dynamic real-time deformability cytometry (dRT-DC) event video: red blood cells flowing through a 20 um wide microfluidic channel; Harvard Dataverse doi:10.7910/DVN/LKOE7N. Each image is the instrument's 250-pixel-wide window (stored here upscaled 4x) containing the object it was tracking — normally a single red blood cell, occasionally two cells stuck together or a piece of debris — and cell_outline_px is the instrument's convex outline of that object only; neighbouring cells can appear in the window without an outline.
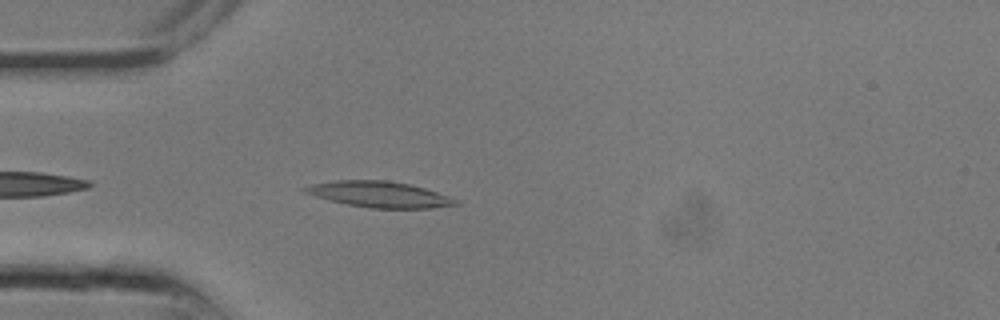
{"species": "common noctule bat (a hibernating species)", "species_latin": "Nyctalus noctula", "temperature_condition": "room temperature", "stored_images_in_passage": 9, "camera_frame_rate_fps": 3000, "um_per_image_px": 0.085, "animal": {"sex": "male", "body_mass_g": 13.3}, "frame": {"image": 1, "passage_image": 7, "time_ms": 2.0, "image_size_px": [1000, 320], "cell_outline_px": [[460, 204], [432, 208], [368, 208], [348, 204], [316, 196], [304, 192], [300, 188], [312, 184], [336, 180], [388, 180], [408, 184], [424, 188], [460, 200]], "centroid_in_image_um": [32.27, 16.52], "position_along_channel_um": 52.7, "area_um2": 22.6}}
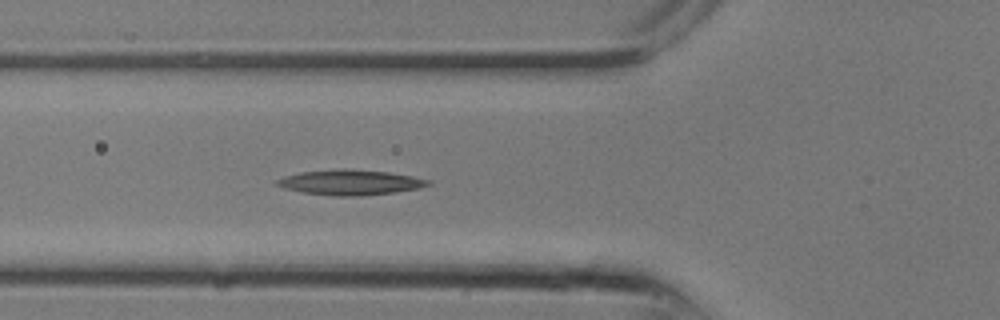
{"frame": {"image": 2, "passage_image": 9, "time_ms": 2.667, "image_size_px": [1000, 320], "cell_outline_px": [[432, 184], [420, 188], [396, 192], [360, 196], [332, 196], [304, 192], [284, 188], [276, 184], [276, 180], [284, 176], [300, 172], [340, 168], [352, 168], [388, 172], [412, 176], [432, 180]], "centroid_in_image_um": [29.81, 15.49], "position_along_channel_um": 96.0, "area_um2": 22.43}}